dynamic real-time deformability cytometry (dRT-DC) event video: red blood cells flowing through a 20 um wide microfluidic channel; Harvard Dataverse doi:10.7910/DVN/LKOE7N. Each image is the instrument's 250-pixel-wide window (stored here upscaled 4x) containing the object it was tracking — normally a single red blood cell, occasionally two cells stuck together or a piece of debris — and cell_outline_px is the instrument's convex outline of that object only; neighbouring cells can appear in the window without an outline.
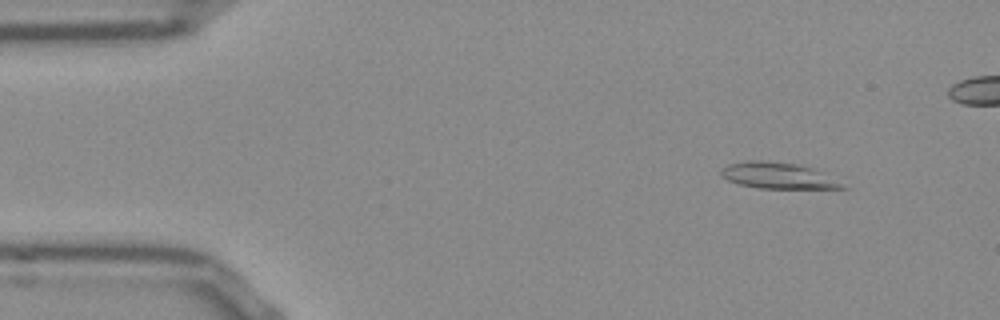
{"species": "Egyptian fruit bat (a non-hibernating species)", "species_latin": "Rousettus aegyptiacus", "temperature_condition": "room temperature", "stored_images_in_passage": 48, "camera_frame_rate_fps": 3000, "um_per_image_px": 0.085, "frame": {"image": 1, "passage_image": 1, "time_ms": 0.0, "image_size_px": [1000, 320], "cell_outline_px": [[848, 188], [760, 188], [740, 184], [728, 180], [720, 176], [720, 168], [728, 164], [748, 160], [764, 160], [804, 164], [820, 172]], "centroid_in_image_um": [66.02, 14.9], "position_along_channel_um": 19.0, "area_um2": 18.32}}
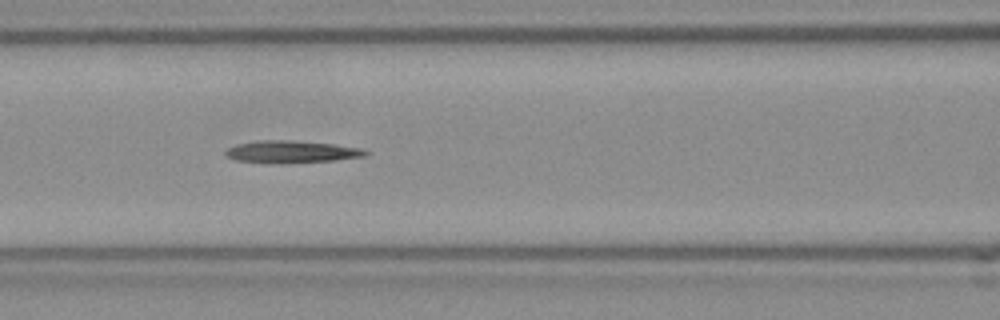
{"frame": {"image": 2, "passage_image": 17, "time_ms": 5.333, "image_size_px": [1000, 320], "cell_outline_px": [[368, 152], [364, 156], [336, 160], [236, 160], [224, 156], [224, 152], [228, 148], [236, 144], [260, 140], [292, 140], [336, 144], [364, 148]], "centroid_in_image_um": [24.82, 12.83], "position_along_channel_um": 141.8, "area_um2": 16.94}}
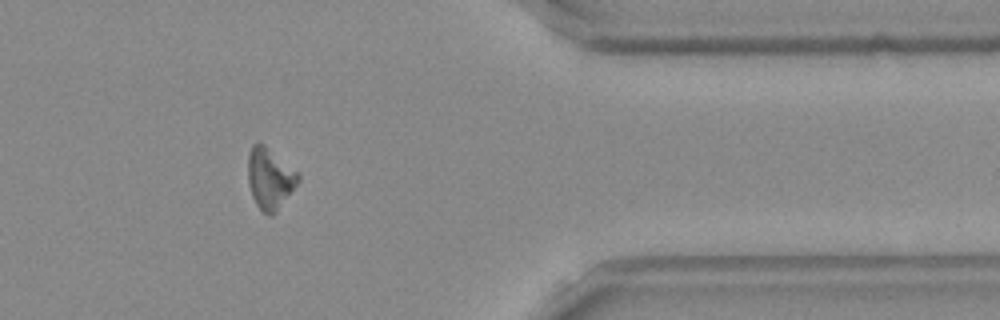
{"frame": {"image": 3, "passage_image": 38, "time_ms": 12.333, "image_size_px": [1000, 320], "cell_outline_px": [[300, 180], [276, 212], [272, 216], [268, 216], [256, 204], [252, 196], [248, 184], [248, 156], [252, 144], [264, 144], [296, 172], [300, 176]], "centroid_in_image_um": [22.91, 15.2], "position_along_channel_um": 388.5, "area_um2": 17.51}}